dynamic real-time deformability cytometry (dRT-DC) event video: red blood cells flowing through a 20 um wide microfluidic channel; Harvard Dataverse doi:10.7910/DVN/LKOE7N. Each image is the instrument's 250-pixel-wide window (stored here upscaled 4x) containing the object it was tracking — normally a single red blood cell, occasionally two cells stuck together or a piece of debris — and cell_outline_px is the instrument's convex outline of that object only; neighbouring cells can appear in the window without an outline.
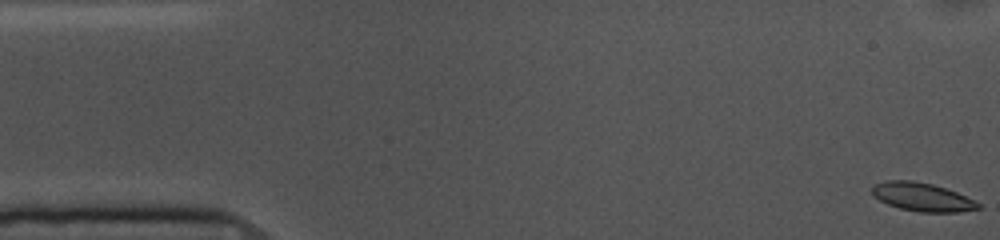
{"species": "common noctule bat (a hibernating species)", "species_latin": "Nyctalus noctula", "temperature_condition": "cold", "stored_images_in_passage": 55, "camera_frame_rate_fps": 3000, "um_per_image_px": 0.085, "animal": {"sex": "female", "body_mass_g": 10.0, "forearm_length_mm": 53.1}, "frame": {"image": 1, "passage_image": 1, "time_ms": 0.0, "image_size_px": [1000, 240], "cell_outline_px": [[980, 208], [960, 212], [920, 212], [900, 208], [888, 204], [872, 196], [872, 188], [876, 184], [888, 180], [912, 180], [932, 184], [956, 192], [980, 204]], "centroid_in_image_um": [78.36, 16.74], "position_along_channel_um": 6.6, "area_um2": 17.34}}
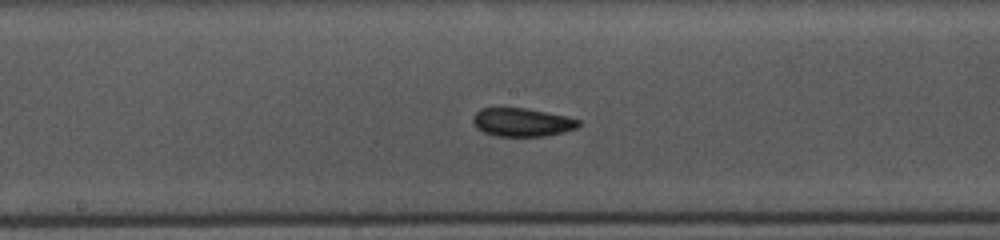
{"frame": {"image": 2, "passage_image": 27, "time_ms": 8.667, "image_size_px": [1000, 240], "cell_outline_px": [[580, 124], [576, 128], [564, 132], [544, 136], [496, 136], [484, 132], [472, 120], [476, 112], [480, 108], [528, 108], [564, 116], [580, 120]], "centroid_in_image_um": [44.39, 10.39], "position_along_channel_um": 203.8, "area_um2": 17.22}}
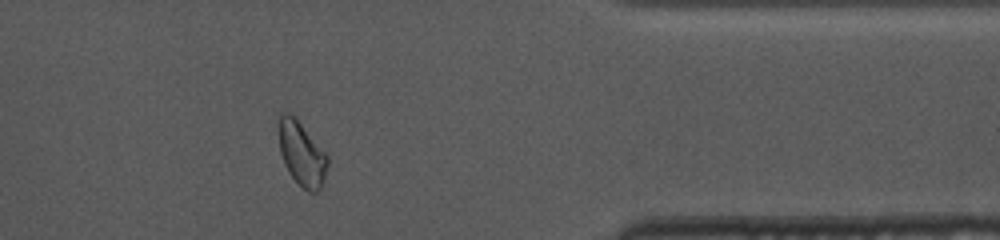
{"frame": {"image": 3, "passage_image": 44, "time_ms": 14.333, "image_size_px": [1000, 240], "cell_outline_px": [[328, 164], [324, 180], [320, 188], [316, 192], [308, 192], [292, 176], [284, 164], [280, 152], [280, 116], [284, 112], [288, 112], [296, 116], [328, 156]], "centroid_in_image_um": [25.67, 13.05], "position_along_channel_um": 385.7, "area_um2": 17.98}, "authors_computed_cell_mechanics": {"area_um2": 17.9758, "velocity_mm_per_s": 3.6138, "shape_relaxation_time_tau1_ms": 6.8711, "shape_relaxation_time_tau2_ms": null, "deformation_change_tau1": 0.1271, "deformation_change_tau2": null}}